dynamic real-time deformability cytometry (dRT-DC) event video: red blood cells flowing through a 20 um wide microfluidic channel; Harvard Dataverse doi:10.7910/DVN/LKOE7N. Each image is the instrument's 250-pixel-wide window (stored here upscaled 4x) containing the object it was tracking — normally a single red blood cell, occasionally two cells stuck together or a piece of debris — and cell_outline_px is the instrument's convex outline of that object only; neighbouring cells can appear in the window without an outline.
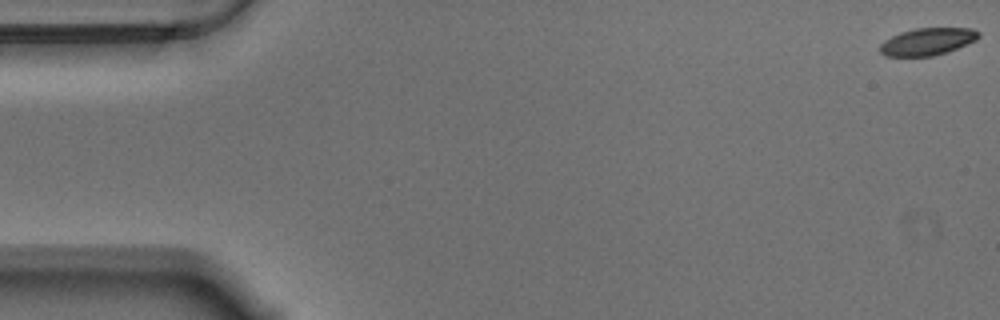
{"species": "Egyptian fruit bat (a non-hibernating species)", "species_latin": "Rousettus aegyptiacus", "temperature_condition": "warm", "stored_images_in_passage": 58, "camera_frame_rate_fps": 3000, "um_per_image_px": 0.085, "animal": {"sex": "male"}, "frame": {"image": 1, "passage_image": 1, "time_ms": 0.0, "image_size_px": [1000, 320], "cell_outline_px": [[980, 36], [976, 40], [956, 48], [932, 56], [884, 56], [880, 52], [880, 44], [884, 40], [900, 32], [916, 28], [972, 28], [980, 32]], "centroid_in_image_um": [78.82, 3.52], "position_along_channel_um": 6.2, "area_um2": 15.55}}
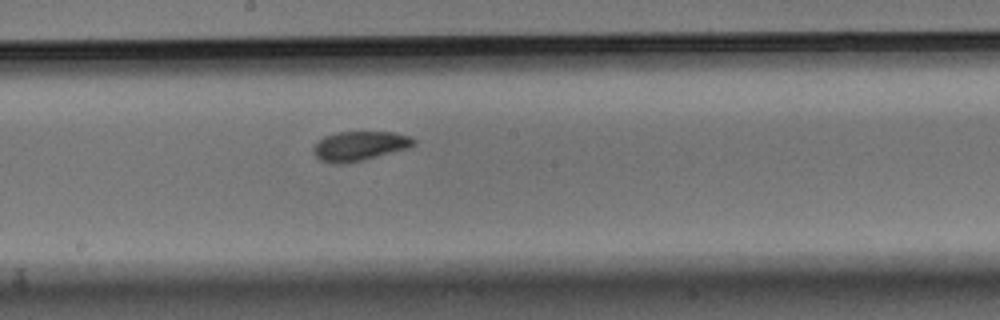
{"frame": {"image": 2, "passage_image": 31, "time_ms": 10.0, "image_size_px": [1000, 320], "cell_outline_px": [[416, 144], [412, 148], [364, 160], [344, 164], [332, 164], [320, 160], [312, 152], [312, 148], [316, 140], [324, 136], [336, 132], [392, 132], [412, 136], [416, 140]], "centroid_in_image_um": [30.58, 12.41], "position_along_channel_um": 217.6, "area_um2": 17.8}}
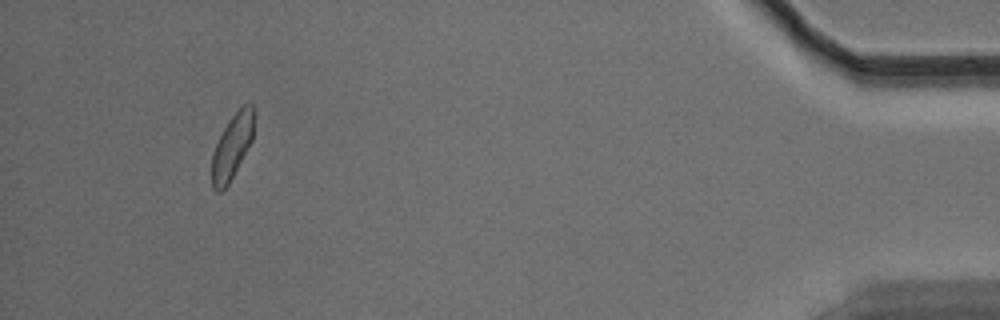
{"frame": {"image": 3, "passage_image": 54, "time_ms": 17.667, "image_size_px": [1000, 320], "cell_outline_px": [[256, 112], [252, 140], [228, 184], [220, 192], [216, 192], [212, 188], [212, 152], [228, 120], [248, 100], [256, 108]], "centroid_in_image_um": [19.76, 12.38], "position_along_channel_um": 415.4, "area_um2": 16.01}, "authors_computed_cell_mechanics": {"area_um2": 17.0221, "velocity_mm_per_s": 3.5088, "shape_relaxation_time_tau1_ms": 2.8253, "shape_relaxation_time_tau2_ms": 3.1106, "deformation_change_tau1": 0.1122, "deformation_change_tau2": 0.0707}}